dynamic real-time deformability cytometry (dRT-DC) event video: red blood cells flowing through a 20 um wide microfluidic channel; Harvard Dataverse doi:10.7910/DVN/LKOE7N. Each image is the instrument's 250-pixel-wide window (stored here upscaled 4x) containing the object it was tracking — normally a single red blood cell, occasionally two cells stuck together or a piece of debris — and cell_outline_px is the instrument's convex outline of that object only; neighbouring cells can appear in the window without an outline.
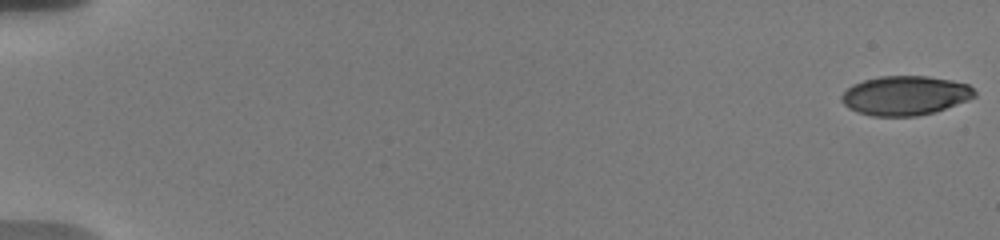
{"species": "human", "species_latin": "Homo sapiens", "temperature_condition": "warm", "stored_images_in_passage": 8, "camera_frame_rate_fps": 3000, "um_per_image_px": 0.085, "donor": {"sex": "male"}, "frame": {"image": 1, "passage_image": 1, "time_ms": 0.0, "image_size_px": [1000, 240], "cell_outline_px": [[976, 96], [968, 100], [932, 112], [916, 116], [872, 116], [856, 112], [848, 108], [840, 100], [840, 96], [852, 84], [864, 80], [880, 76], [928, 76], [952, 80], [968, 84], [976, 92]], "centroid_in_image_um": [76.91, 8.11], "position_along_channel_um": 8.1, "area_um2": 30.46}}